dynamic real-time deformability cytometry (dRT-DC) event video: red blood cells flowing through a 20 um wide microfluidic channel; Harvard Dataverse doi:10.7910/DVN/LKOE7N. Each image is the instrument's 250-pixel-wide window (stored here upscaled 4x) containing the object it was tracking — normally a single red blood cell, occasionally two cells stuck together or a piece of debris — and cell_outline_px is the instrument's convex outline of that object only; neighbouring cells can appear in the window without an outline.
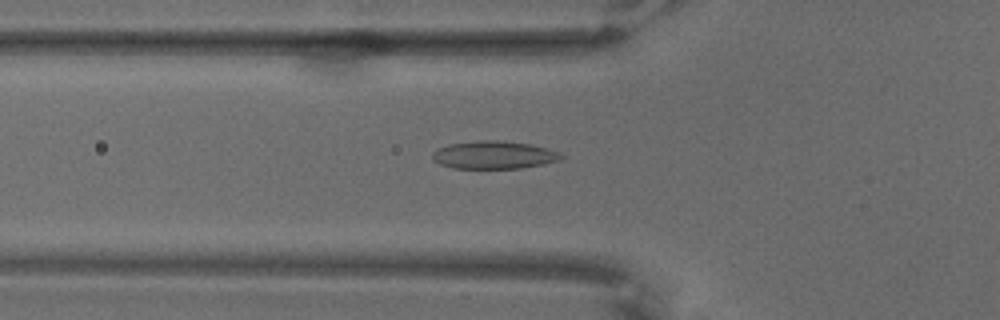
{"species": "common noctule bat (a hibernating species)", "species_latin": "Nyctalus noctula", "temperature_condition": "warm", "stored_images_in_passage": 67, "camera_frame_rate_fps": 3000, "um_per_image_px": 0.085, "animal": {"sex": "male", "body_mass_g": 18.8}, "frame": {"image": 1, "passage_image": 24, "time_ms": 7.667, "image_size_px": [1000, 320], "cell_outline_px": [[564, 156], [560, 160], [544, 164], [520, 168], [452, 168], [440, 164], [432, 160], [432, 152], [436, 148], [448, 144], [476, 140], [504, 140], [532, 144], [548, 148], [560, 152]], "centroid_in_image_um": [41.97, 13.15], "position_along_channel_um": 83.8, "area_um2": 21.27}}
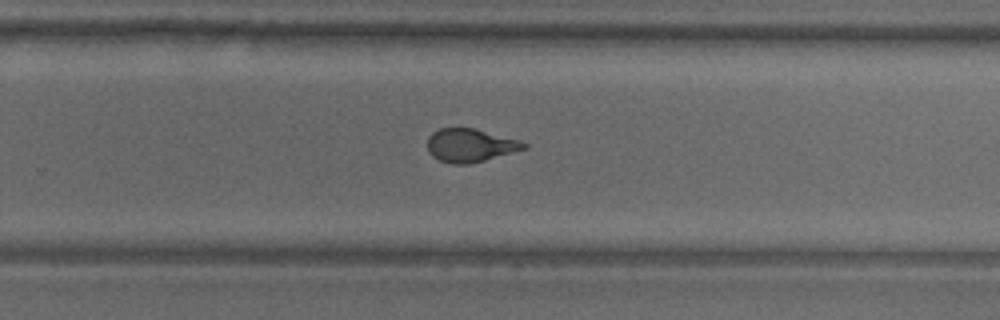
{"frame": {"image": 2, "passage_image": 44, "time_ms": 14.333, "image_size_px": [1000, 320], "cell_outline_px": [[528, 148], [484, 160], [468, 164], [452, 164], [440, 160], [432, 156], [428, 152], [428, 136], [432, 132], [440, 128], [476, 128], [520, 140], [528, 144]], "centroid_in_image_um": [39.97, 12.34], "position_along_channel_um": 289.8, "area_um2": 18.79}}
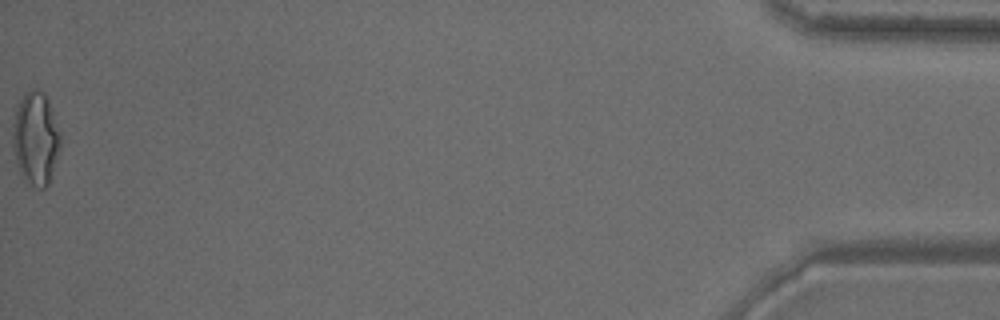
{"frame": {"image": 3, "passage_image": 67, "time_ms": 22.0, "image_size_px": [1000, 320], "cell_outline_px": [[60, 148], [48, 184], [44, 188], [36, 188], [24, 184], [16, 160], [12, 144], [12, 124], [16, 108], [24, 92], [32, 88], [44, 92], [48, 100], [60, 132]], "centroid_in_image_um": [3.01, 11.78], "position_along_channel_um": 432.2, "area_um2": 26.13}}